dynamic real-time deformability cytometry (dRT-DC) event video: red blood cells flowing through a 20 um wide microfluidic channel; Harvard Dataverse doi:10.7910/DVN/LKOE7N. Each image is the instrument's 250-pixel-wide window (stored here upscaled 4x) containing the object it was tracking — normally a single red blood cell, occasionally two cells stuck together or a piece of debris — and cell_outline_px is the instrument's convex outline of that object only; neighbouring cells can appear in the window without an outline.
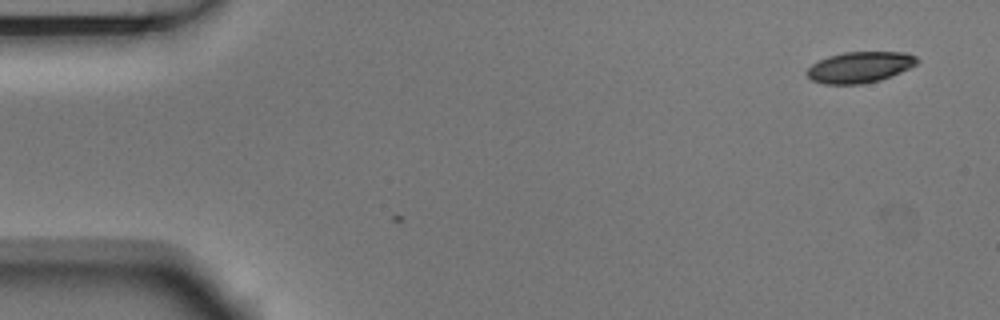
{"species": "Egyptian fruit bat (a non-hibernating species)", "species_latin": "Rousettus aegyptiacus", "temperature_condition": "room temperature", "stored_images_in_passage": 3, "camera_frame_rate_fps": 3000, "um_per_image_px": 0.085, "animal": {"sex": "male"}, "frame": {"image": 1, "passage_image": 3, "time_ms": 0.667, "image_size_px": [1000, 320], "cell_outline_px": [[920, 60], [916, 64], [892, 76], [880, 80], [860, 84], [824, 84], [812, 80], [804, 72], [812, 64], [828, 56], [844, 52], [904, 52], [916, 56]], "centroid_in_image_um": [73.07, 5.71], "position_along_channel_um": 11.9, "area_um2": 19.88}}